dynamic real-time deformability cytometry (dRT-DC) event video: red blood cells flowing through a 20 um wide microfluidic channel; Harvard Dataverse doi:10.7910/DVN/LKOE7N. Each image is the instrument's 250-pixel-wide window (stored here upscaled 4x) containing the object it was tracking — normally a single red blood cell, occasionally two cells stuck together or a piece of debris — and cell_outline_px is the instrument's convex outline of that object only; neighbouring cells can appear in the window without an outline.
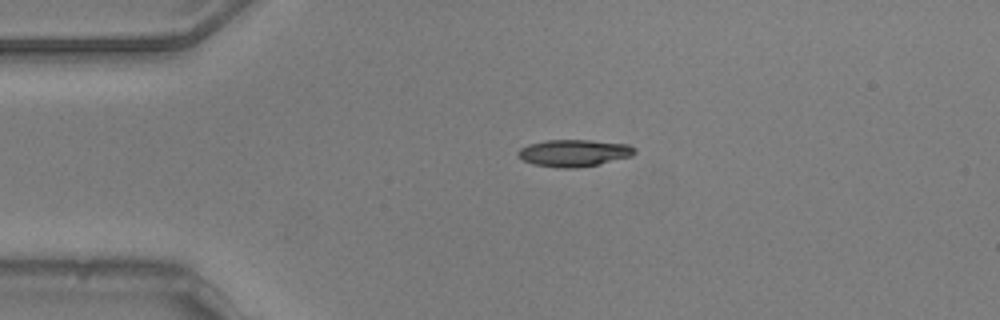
{"species": "common noctule bat (a hibernating species)", "species_latin": "Nyctalus noctula", "temperature_condition": "warm", "stored_images_in_passage": 15, "camera_frame_rate_fps": 3000, "um_per_image_px": 0.085, "animal": {"sex": "male", "body_mass_g": 20.5, "forearm_length_mm": 52.5}, "frame": {"image": 1, "passage_image": 12, "time_ms": 3.667, "image_size_px": [1000, 320], "cell_outline_px": [[636, 152], [632, 156], [596, 164], [576, 168], [556, 168], [532, 164], [516, 156], [516, 152], [520, 148], [528, 144], [548, 140], [592, 140], [628, 144], [636, 148]], "centroid_in_image_um": [48.76, 13.0], "position_along_channel_um": 36.2, "area_um2": 18.44}}